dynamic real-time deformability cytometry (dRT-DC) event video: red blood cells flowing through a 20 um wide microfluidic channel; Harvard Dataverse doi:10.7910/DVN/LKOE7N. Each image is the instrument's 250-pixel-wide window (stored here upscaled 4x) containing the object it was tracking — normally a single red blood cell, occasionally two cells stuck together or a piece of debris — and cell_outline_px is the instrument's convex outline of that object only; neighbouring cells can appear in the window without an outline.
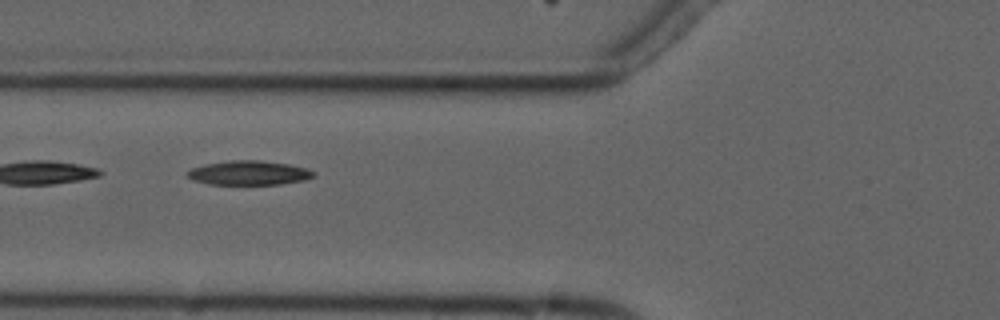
{"species": "common noctule bat (a hibernating species)", "species_latin": "Nyctalus noctula", "temperature_condition": "cold", "stored_images_in_passage": 3, "camera_frame_rate_fps": 3000, "um_per_image_px": 0.085, "animal": {"sex": "male", "forearm_length_mm": 52.5}, "frame": {"image": 1, "passage_image": 2, "time_ms": 1.333, "image_size_px": [1000, 320], "cell_outline_px": [[316, 176], [304, 180], [280, 184], [208, 184], [192, 180], [188, 176], [188, 172], [192, 168], [204, 164], [228, 160], [260, 160], [288, 164], [308, 168], [316, 172]], "centroid_in_image_um": [21.19, 14.69], "position_along_channel_um": 104.6, "area_um2": 17.92}}